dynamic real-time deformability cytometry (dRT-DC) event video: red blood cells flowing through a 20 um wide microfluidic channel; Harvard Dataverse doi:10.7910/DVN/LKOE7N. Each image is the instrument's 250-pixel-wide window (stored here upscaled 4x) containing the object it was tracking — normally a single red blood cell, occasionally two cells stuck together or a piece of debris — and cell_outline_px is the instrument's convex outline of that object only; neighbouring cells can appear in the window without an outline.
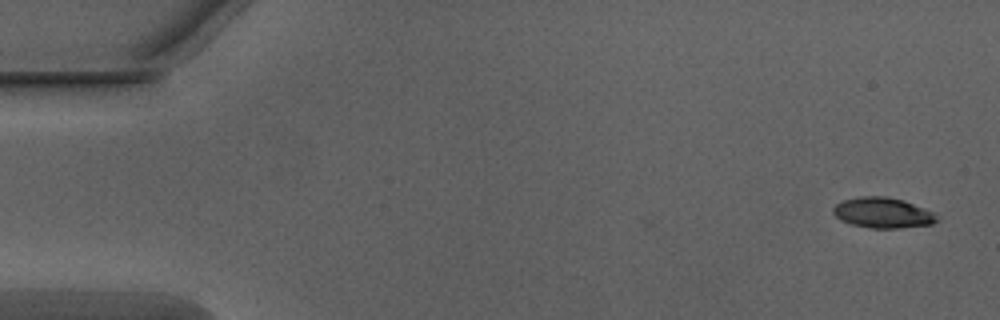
{"species": "Egyptian fruit bat (a non-hibernating species)", "species_latin": "Rousettus aegyptiacus", "temperature_condition": "warm", "stored_images_in_passage": 17, "camera_frame_rate_fps": 3000, "um_per_image_px": 0.085, "animal": {"sex": "male"}, "frame": {"image": 1, "passage_image": 1, "time_ms": 0.0, "image_size_px": [1000, 320], "cell_outline_px": [[940, 220], [932, 224], [900, 228], [872, 228], [852, 224], [840, 220], [832, 212], [832, 208], [836, 204], [844, 200], [860, 196], [888, 196], [904, 200], [924, 208], [940, 216]], "centroid_in_image_um": [75.06, 18.08], "position_along_channel_um": 9.9, "area_um2": 18.55}}
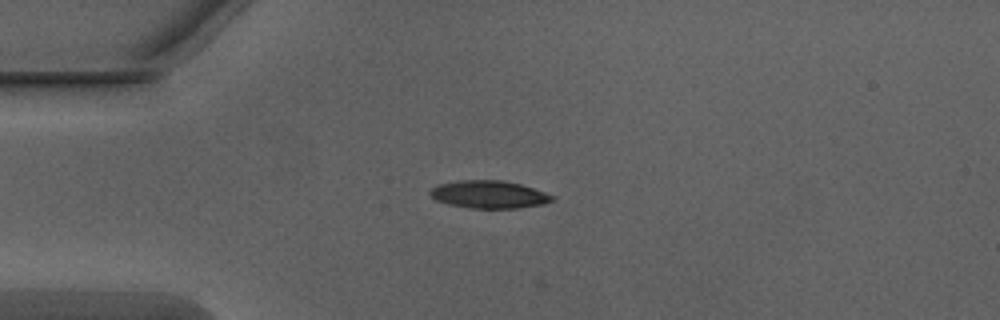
{"frame": {"image": 2, "passage_image": 12, "time_ms": 3.667, "image_size_px": [1000, 320], "cell_outline_px": [[556, 196], [552, 200], [544, 204], [516, 208], [472, 208], [448, 204], [436, 200], [428, 192], [436, 184], [456, 180], [504, 180], [520, 184]], "centroid_in_image_um": [41.54, 16.52], "position_along_channel_um": 43.5, "area_um2": 19.71}}
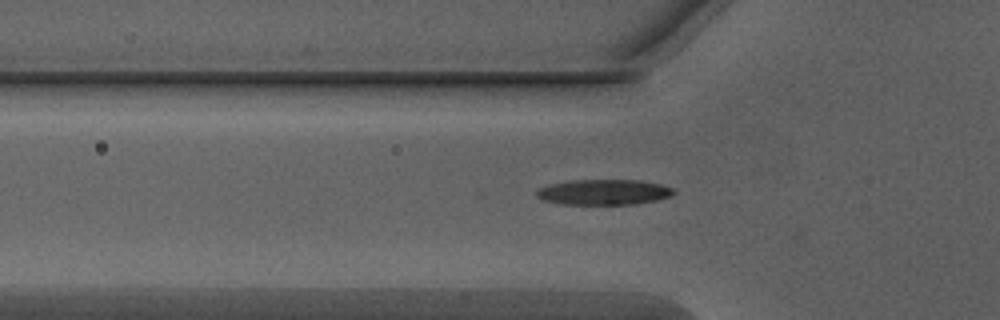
{"frame": {"image": 3, "passage_image": 16, "time_ms": 5.0, "image_size_px": [1000, 320], "cell_outline_px": [[676, 192], [672, 196], [656, 200], [636, 204], [560, 204], [544, 200], [536, 196], [536, 188], [548, 184], [572, 180], [644, 180], [676, 188]], "centroid_in_image_um": [51.34, 16.32], "position_along_channel_um": 74.5, "area_um2": 20.63}}